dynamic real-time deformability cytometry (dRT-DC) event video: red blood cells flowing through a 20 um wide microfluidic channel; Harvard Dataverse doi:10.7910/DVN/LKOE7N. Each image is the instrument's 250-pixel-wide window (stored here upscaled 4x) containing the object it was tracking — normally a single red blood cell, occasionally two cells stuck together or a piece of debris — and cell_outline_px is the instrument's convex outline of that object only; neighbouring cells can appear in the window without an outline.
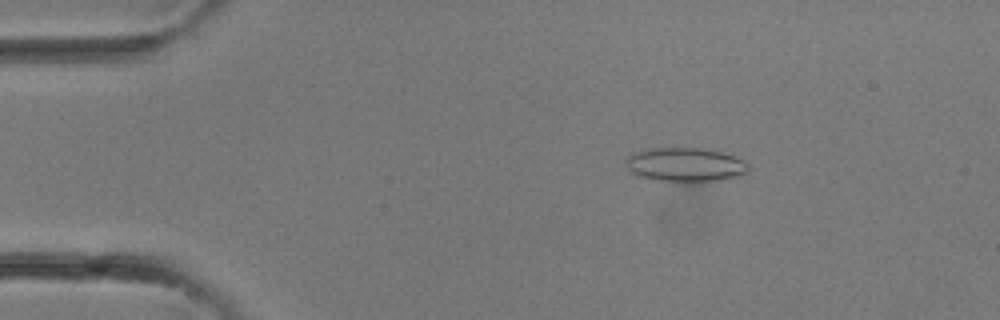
{"species": "common noctule bat (a hibernating species)", "species_latin": "Nyctalus noctula", "temperature_condition": "room temperature", "stored_images_in_passage": 33, "camera_frame_rate_fps": 3000, "um_per_image_px": 0.085, "animal": {"sex": "female"}, "frame": {"image": 1, "passage_image": 6, "time_ms": 1.667, "image_size_px": [1000, 320], "cell_outline_px": [[748, 172], [736, 176], [720, 180], [700, 184], [680, 184], [640, 176], [632, 172], [628, 168], [628, 156], [632, 152], [648, 148], [700, 148], [724, 152], [748, 164]], "centroid_in_image_um": [58.26, 14.03], "position_along_channel_um": 26.7, "area_um2": 24.74}}
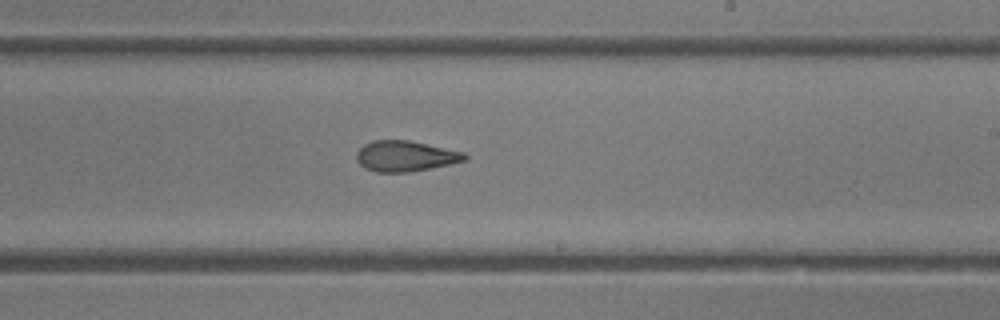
{"frame": {"image": 2, "passage_image": 20, "time_ms": 6.333, "image_size_px": [1000, 320], "cell_outline_px": [[468, 156], [464, 160], [448, 164], [408, 172], [376, 172], [364, 168], [356, 160], [356, 152], [364, 144], [372, 140], [408, 140], [464, 152]], "centroid_in_image_um": [34.39, 13.26], "position_along_channel_um": 254.6, "area_um2": 19.13}}
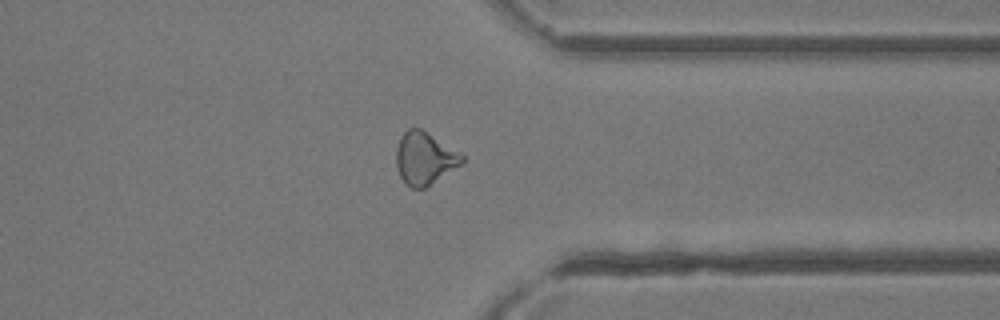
{"frame": {"image": 3, "passage_image": 26, "time_ms": 8.333, "image_size_px": [1000, 320], "cell_outline_px": [[464, 160], [460, 164], [424, 188], [412, 188], [400, 176], [396, 164], [396, 148], [404, 132], [408, 128], [420, 128], [464, 156]], "centroid_in_image_um": [36.05, 13.45], "position_along_channel_um": 375.3, "area_um2": 19.36}}